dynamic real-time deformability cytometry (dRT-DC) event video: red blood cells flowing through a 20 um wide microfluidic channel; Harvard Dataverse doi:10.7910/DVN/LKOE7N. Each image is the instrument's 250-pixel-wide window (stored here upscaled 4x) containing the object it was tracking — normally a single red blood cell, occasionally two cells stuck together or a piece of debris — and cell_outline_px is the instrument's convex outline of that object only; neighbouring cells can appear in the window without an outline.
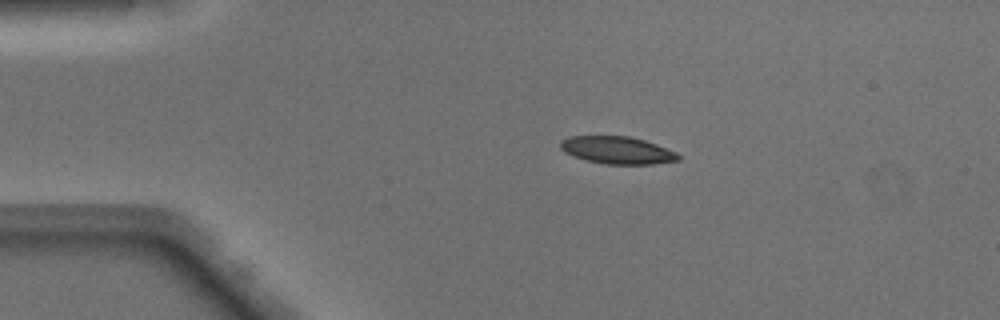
{"species": "Egyptian fruit bat (a non-hibernating species)", "species_latin": "Rousettus aegyptiacus", "temperature_condition": "warm", "stored_images_in_passage": 49, "camera_frame_rate_fps": 3000, "um_per_image_px": 0.085, "animal": {"sex": "male"}, "frame": {"image": 1, "passage_image": 10, "time_ms": 3.0, "image_size_px": [1000, 320], "cell_outline_px": [[680, 160], [652, 164], [604, 164], [588, 160], [564, 152], [560, 148], [560, 140], [568, 136], [632, 136], [656, 144], [676, 152], [680, 156]], "centroid_in_image_um": [52.47, 12.76], "position_along_channel_um": 32.5, "area_um2": 18.79}}
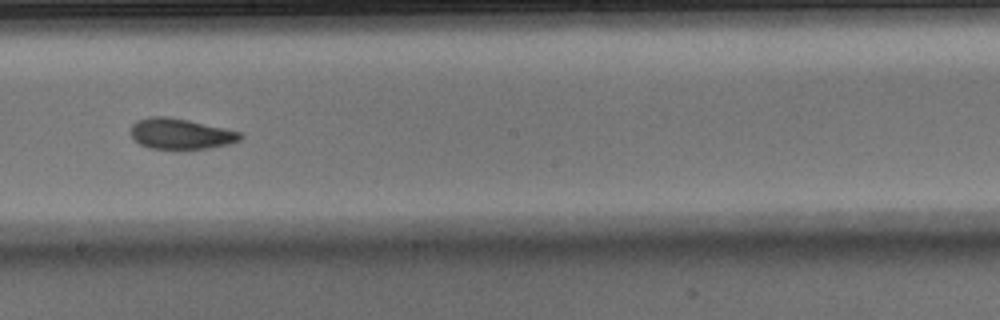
{"frame": {"image": 2, "passage_image": 28, "time_ms": 9.0, "image_size_px": [1000, 320], "cell_outline_px": [[244, 136], [240, 140], [228, 144], [208, 148], [184, 152], [180, 152], [148, 148], [140, 144], [128, 132], [132, 124], [136, 120], [148, 116], [164, 116], [188, 120], [224, 128], [240, 132]], "centroid_in_image_um": [15.31, 11.42], "position_along_channel_um": 232.9, "area_um2": 20.4}}
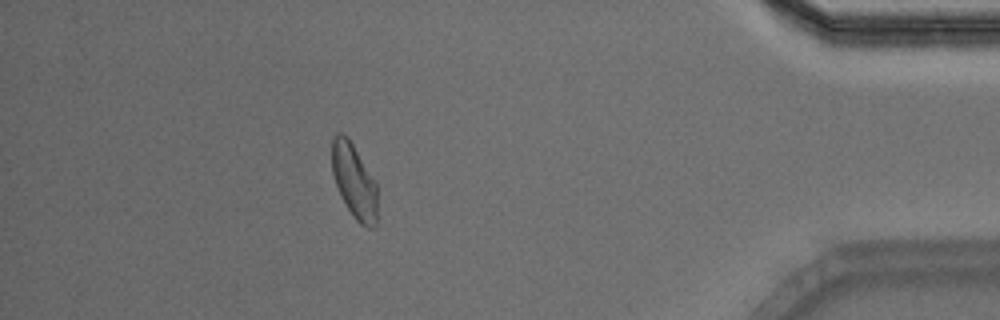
{"frame": {"image": 3, "passage_image": 44, "time_ms": 14.333, "image_size_px": [1000, 320], "cell_outline_px": [[376, 224], [372, 228], [368, 228], [360, 224], [356, 220], [348, 208], [336, 184], [332, 172], [332, 140], [336, 132], [344, 132], [348, 136], [376, 180]], "centroid_in_image_um": [30.11, 15.33], "position_along_channel_um": 405.1, "area_um2": 19.71}, "authors_computed_cell_mechanics": {"area_um2": 19.652, "velocity_mm_per_s": 4.0881, "shape_relaxation_time_tau1_ms": 4.3731, "shape_relaxation_time_tau2_ms": 1.203, "deformation_change_tau1": 0.1437, "deformation_change_tau2": 0.0704}}